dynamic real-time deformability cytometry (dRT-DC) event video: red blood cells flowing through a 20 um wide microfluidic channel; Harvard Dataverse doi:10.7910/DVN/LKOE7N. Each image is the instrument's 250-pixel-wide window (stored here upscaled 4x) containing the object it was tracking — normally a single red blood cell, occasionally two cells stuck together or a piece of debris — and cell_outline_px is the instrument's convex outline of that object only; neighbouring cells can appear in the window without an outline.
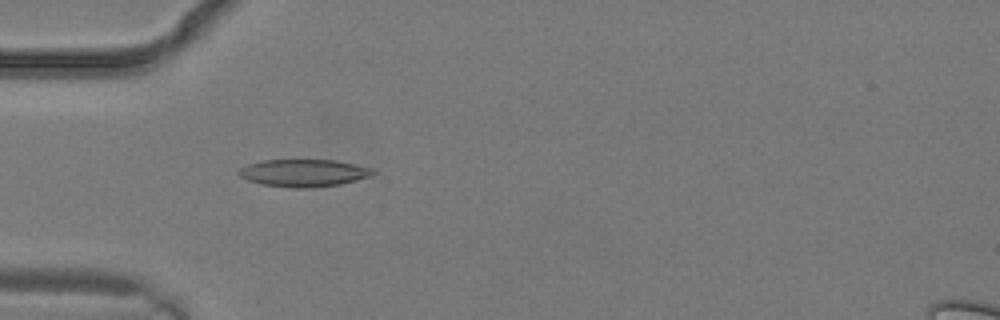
{"species": "common noctule bat (a hibernating species)", "species_latin": "Nyctalus noctula", "temperature_condition": "warm", "stored_images_in_passage": 2, "camera_frame_rate_fps": 3000, "um_per_image_px": 0.085, "animal": {"sex": "male", "body_mass_g": 19.2, "forearm_length_mm": 51.8}, "frame": {"image": 1, "passage_image": 2, "time_ms": 0.333, "image_size_px": [1000, 320], "cell_outline_px": [[376, 172], [372, 176], [340, 184], [308, 188], [292, 188], [260, 184], [248, 180], [240, 176], [236, 172], [240, 168], [248, 164], [264, 160], [336, 160], [372, 168]], "centroid_in_image_um": [25.81, 14.7], "position_along_channel_um": 59.2, "area_um2": 21.44}}